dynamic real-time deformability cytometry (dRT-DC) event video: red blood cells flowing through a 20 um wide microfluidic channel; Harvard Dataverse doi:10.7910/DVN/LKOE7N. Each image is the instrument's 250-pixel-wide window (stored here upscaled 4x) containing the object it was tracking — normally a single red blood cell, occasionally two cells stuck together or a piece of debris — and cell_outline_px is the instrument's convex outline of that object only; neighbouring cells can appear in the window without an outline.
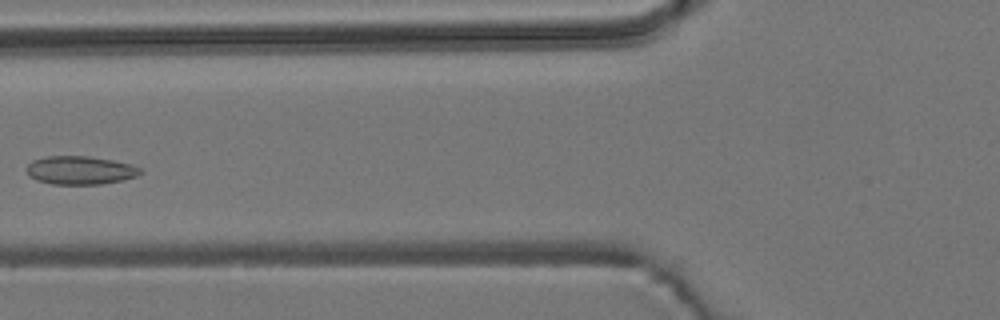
{"species": "common noctule bat (a hibernating species)", "species_latin": "Nyctalus noctula", "temperature_condition": "room temperature", "stored_images_in_passage": 7, "camera_frame_rate_fps": 3000, "um_per_image_px": 0.085, "animal": {"sex": "male", "body_mass_g": 19.2, "forearm_length_mm": 51.8}, "frame": {"image": 1, "passage_image": 6, "time_ms": 8.333, "image_size_px": [1000, 320], "cell_outline_px": [[144, 172], [136, 176], [124, 180], [100, 184], [52, 184], [36, 180], [28, 176], [24, 168], [32, 160], [48, 156], [88, 156], [112, 160], [132, 164], [140, 168]], "centroid_in_image_um": [6.79, 14.47], "position_along_channel_um": 119.0, "area_um2": 19.02}}
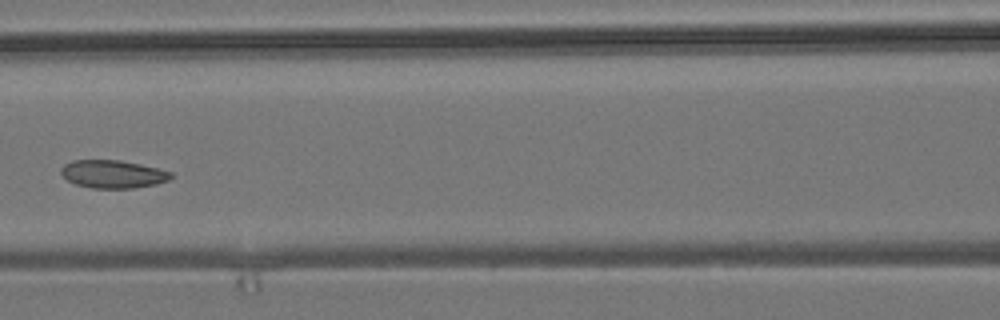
{"frame": {"image": 2, "passage_image": 7, "time_ms": 9.333, "image_size_px": [1000, 320], "cell_outline_px": [[172, 176], [168, 180], [156, 184], [132, 188], [92, 188], [76, 184], [68, 180], [60, 172], [60, 168], [64, 164], [72, 160], [120, 160], [140, 164], [172, 172]], "centroid_in_image_um": [9.57, 14.79], "position_along_channel_um": 157.0, "area_um2": 17.8}}